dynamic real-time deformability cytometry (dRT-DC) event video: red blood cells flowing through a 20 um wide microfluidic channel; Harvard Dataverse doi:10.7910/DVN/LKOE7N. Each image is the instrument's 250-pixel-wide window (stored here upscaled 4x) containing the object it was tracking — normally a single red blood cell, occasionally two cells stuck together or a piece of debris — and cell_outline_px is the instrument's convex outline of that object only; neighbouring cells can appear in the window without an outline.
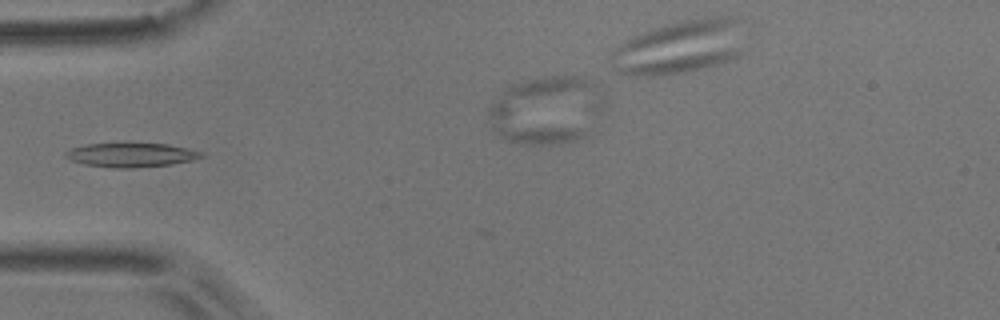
{"species": "common noctule bat (a hibernating species)", "species_latin": "Nyctalus noctula", "temperature_condition": "room temperature", "stored_images_in_passage": 4, "camera_frame_rate_fps": 3000, "um_per_image_px": 0.085, "animal": {"sex": "male", "body_mass_g": 17.9}, "frame": {"image": 1, "passage_image": 3, "time_ms": 0.667, "image_size_px": [1000, 320], "cell_outline_px": [[204, 156], [192, 160], [172, 164], [136, 168], [112, 168], [84, 164], [72, 160], [64, 156], [64, 152], [72, 148], [84, 144], [168, 144], [188, 148], [204, 152]], "centroid_in_image_um": [11.16, 13.18], "position_along_channel_um": 73.8, "area_um2": 19.02}}